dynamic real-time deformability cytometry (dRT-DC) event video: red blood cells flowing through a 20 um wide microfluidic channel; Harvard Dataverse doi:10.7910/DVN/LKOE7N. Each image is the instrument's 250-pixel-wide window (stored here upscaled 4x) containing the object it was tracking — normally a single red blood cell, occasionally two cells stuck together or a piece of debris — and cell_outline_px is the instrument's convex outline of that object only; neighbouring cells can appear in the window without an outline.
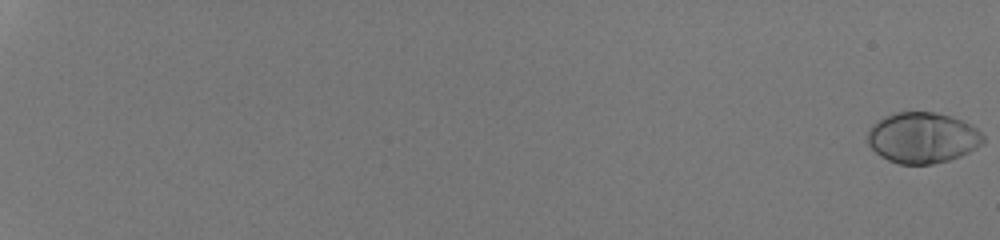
{"species": "human", "species_latin": "Homo sapiens", "temperature_condition": "room temperature", "stored_images_in_passage": 55, "camera_frame_rate_fps": 3000, "um_per_image_px": 0.085, "donor": {"sex": "male"}, "frame": {"image": 1, "passage_image": 1, "time_ms": 0.0, "image_size_px": [1000, 240], "cell_outline_px": [[984, 144], [960, 156], [948, 160], [932, 164], [900, 164], [888, 160], [880, 156], [868, 144], [868, 132], [872, 124], [884, 116], [896, 112], [936, 112], [952, 116], [972, 124], [984, 136]], "centroid_in_image_um": [78.43, 11.7], "position_along_channel_um": 6.6, "area_um2": 34.39}}
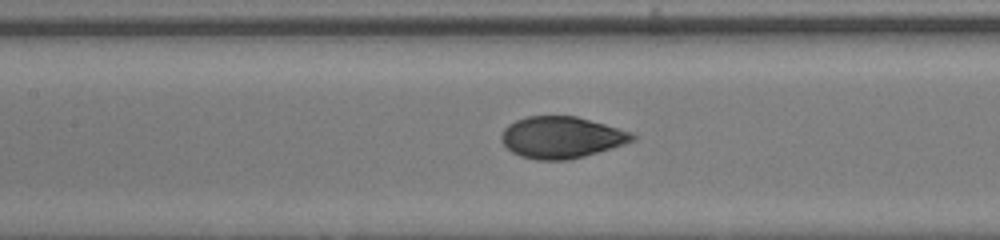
{"frame": {"image": 2, "passage_image": 32, "time_ms": 10.333, "image_size_px": [1000, 240], "cell_outline_px": [[636, 140], [624, 144], [584, 156], [568, 160], [536, 160], [520, 156], [512, 152], [500, 140], [500, 136], [504, 128], [508, 124], [516, 120], [528, 116], [576, 116], [632, 132], [636, 136]], "centroid_in_image_um": [47.7, 11.68], "position_along_channel_um": 159.7, "area_um2": 31.73}}
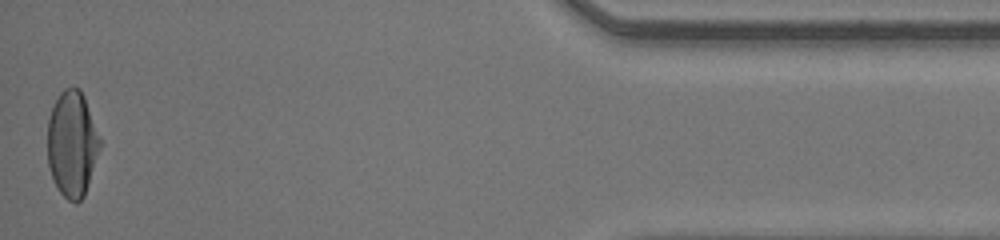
{"frame": {"image": 3, "passage_image": 55, "time_ms": 18.0, "image_size_px": [1000, 240], "cell_outline_px": [[100, 148], [84, 196], [76, 204], [68, 200], [60, 192], [52, 180], [48, 164], [48, 120], [52, 108], [60, 92], [64, 88], [80, 88], [84, 96], [100, 140]], "centroid_in_image_um": [6.11, 12.25], "position_along_channel_um": 429.1, "area_um2": 32.02}, "authors_computed_cell_mechanics": {"area_um2": 32.8304, "velocity_mm_per_s": 4.2516, "shape_relaxation_time_tau1_ms": 3.5887, "shape_relaxation_time_tau2_ms": null, "deformation_change_tau1": 0.1922, "deformation_change_tau2": null}}